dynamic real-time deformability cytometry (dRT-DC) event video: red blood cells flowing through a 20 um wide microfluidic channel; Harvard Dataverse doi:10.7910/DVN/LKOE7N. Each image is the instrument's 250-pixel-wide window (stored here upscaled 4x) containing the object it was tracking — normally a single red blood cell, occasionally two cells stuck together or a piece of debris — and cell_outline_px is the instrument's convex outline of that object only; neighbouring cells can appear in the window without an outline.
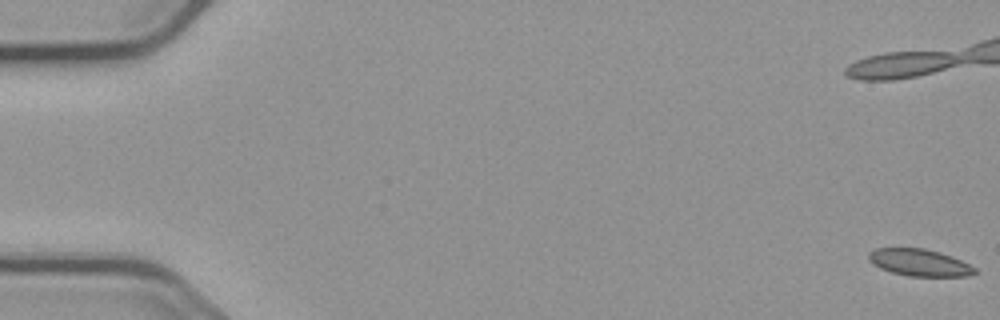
{"species": "common noctule bat (a hibernating species)", "species_latin": "Nyctalus noctula", "temperature_condition": "cold", "stored_images_in_passage": 58, "camera_frame_rate_fps": 3000, "um_per_image_px": 0.085, "animal": {"sex": "male", "body_mass_g": 23.1, "forearm_length_mm": 52.7}, "frame": {"image": 1, "passage_image": 1, "time_ms": 0.0, "image_size_px": [1000, 320], "cell_outline_px": [[976, 272], [968, 276], [908, 276], [892, 272], [880, 268], [868, 260], [868, 252], [876, 248], [924, 248], [940, 252], [952, 256], [976, 268]], "centroid_in_image_um": [78.13, 22.31], "position_along_channel_um": 6.9, "area_um2": 16.65}}